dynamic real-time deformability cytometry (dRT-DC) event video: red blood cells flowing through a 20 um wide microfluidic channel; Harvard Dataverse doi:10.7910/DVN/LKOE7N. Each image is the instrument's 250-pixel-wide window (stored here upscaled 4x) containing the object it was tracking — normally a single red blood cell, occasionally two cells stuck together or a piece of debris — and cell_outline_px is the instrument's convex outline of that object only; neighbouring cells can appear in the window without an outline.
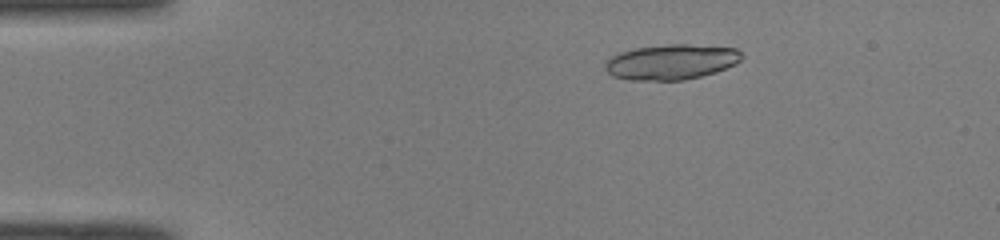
{"species": "common noctule bat (a hibernating species)", "species_latin": "Nyctalus noctula", "temperature_condition": "room temperature", "stored_images_in_passage": 50, "camera_frame_rate_fps": 3000, "um_per_image_px": 0.085, "animal": {"sex": "male", "body_mass_g": 19.0, "forearm_length_mm": 50.8}, "frame": {"image": 1, "passage_image": 9, "time_ms": 2.667, "image_size_px": [1000, 240], "cell_outline_px": [[744, 56], [736, 64], [716, 72], [684, 80], [628, 80], [612, 76], [604, 68], [604, 60], [620, 52], [632, 48], [668, 44], [688, 44], [736, 48]], "centroid_in_image_um": [57.02, 5.26], "position_along_channel_um": 28.0, "area_um2": 28.32}}